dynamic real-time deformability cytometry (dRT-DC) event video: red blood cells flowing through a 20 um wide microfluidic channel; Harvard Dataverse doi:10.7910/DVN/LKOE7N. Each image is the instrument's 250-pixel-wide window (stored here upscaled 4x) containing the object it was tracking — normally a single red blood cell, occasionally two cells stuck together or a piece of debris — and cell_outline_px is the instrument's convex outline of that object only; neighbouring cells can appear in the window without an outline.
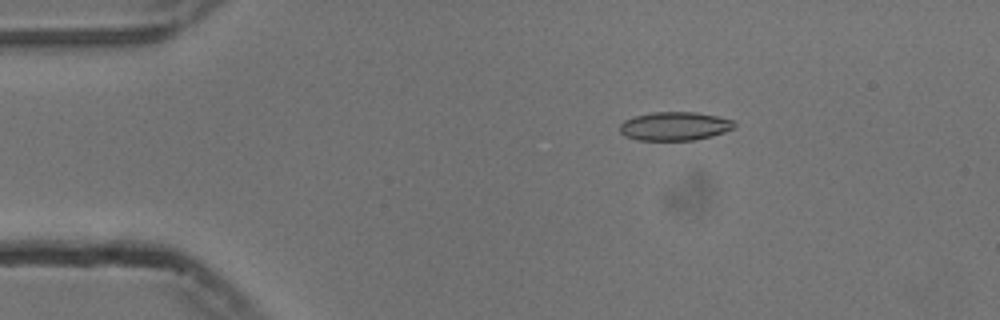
{"species": "common noctule bat (a hibernating species)", "species_latin": "Nyctalus noctula", "temperature_condition": "cold", "stored_images_in_passage": 54, "camera_frame_rate_fps": 3000, "um_per_image_px": 0.085, "animal": {"sex": "male", "body_mass_g": 13.3}, "frame": {"image": 1, "passage_image": 9, "time_ms": 2.667, "image_size_px": [1000, 320], "cell_outline_px": [[736, 128], [712, 136], [696, 140], [636, 140], [624, 136], [620, 132], [620, 124], [624, 120], [636, 116], [652, 112], [696, 112], [716, 116], [732, 120], [736, 124]], "centroid_in_image_um": [57.35, 10.73], "position_along_channel_um": 27.6, "area_um2": 19.19}}
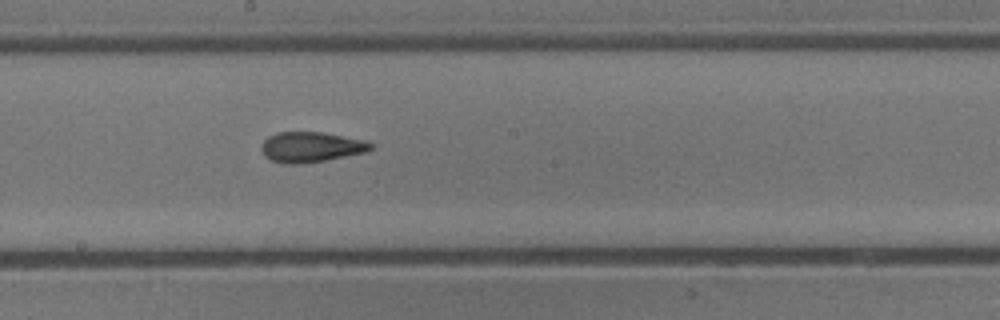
{"frame": {"image": 2, "passage_image": 29, "time_ms": 9.333, "image_size_px": [1000, 320], "cell_outline_px": [[376, 144], [372, 148], [364, 152], [324, 160], [296, 164], [284, 164], [272, 160], [264, 156], [260, 148], [264, 140], [268, 136], [276, 132], [320, 132], [364, 140]], "centroid_in_image_um": [26.39, 12.49], "position_along_channel_um": 221.8, "area_um2": 19.13}}
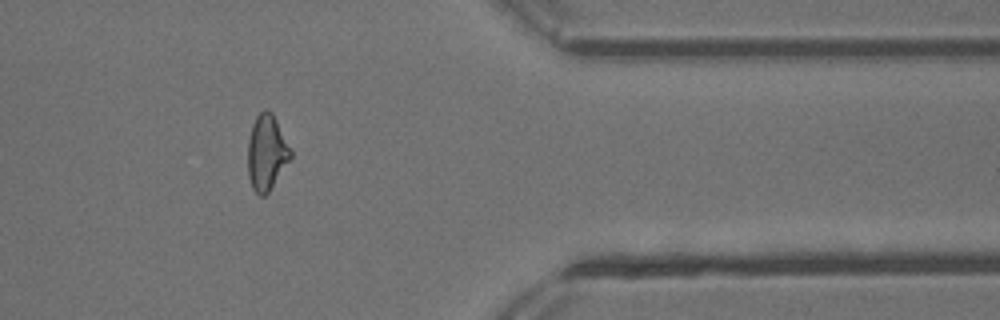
{"frame": {"image": 3, "passage_image": 44, "time_ms": 14.333, "image_size_px": [1000, 320], "cell_outline_px": [[292, 156], [268, 192], [264, 196], [260, 196], [252, 188], [248, 176], [248, 140], [252, 124], [256, 116], [264, 108], [268, 108], [272, 112], [292, 152]], "centroid_in_image_um": [22.64, 12.94], "position_along_channel_um": 388.8, "area_um2": 18.67}, "authors_computed_cell_mechanics": {"area_um2": 19.1607, "velocity_mm_per_s": 3.7657, "shape_relaxation_time_tau1_ms": null, "shape_relaxation_time_tau2_ms": 3.3792, "deformation_change_tau1": null, "deformation_change_tau2": 0.11}}